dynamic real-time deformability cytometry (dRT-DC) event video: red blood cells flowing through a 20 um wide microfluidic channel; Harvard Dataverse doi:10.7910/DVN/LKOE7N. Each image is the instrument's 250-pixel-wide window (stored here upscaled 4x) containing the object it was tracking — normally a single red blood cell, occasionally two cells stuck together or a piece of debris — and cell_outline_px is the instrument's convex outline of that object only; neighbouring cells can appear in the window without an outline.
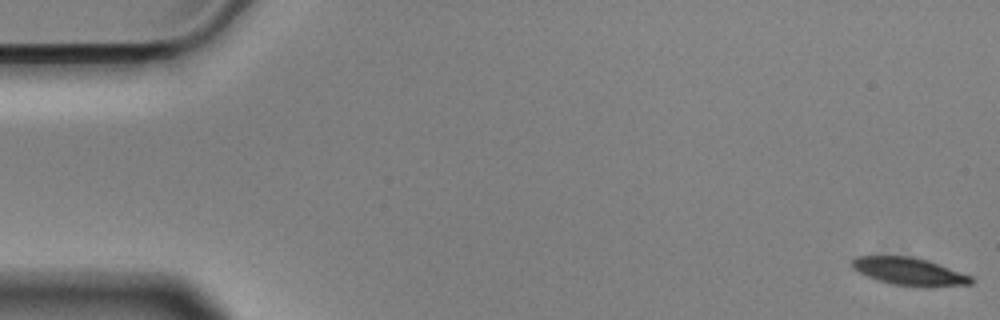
{"species": "Egyptian fruit bat (a non-hibernating species)", "species_latin": "Rousettus aegyptiacus", "temperature_condition": "cold", "stored_images_in_passage": 57, "camera_frame_rate_fps": 3000, "um_per_image_px": 0.085, "animal": {"sex": "male"}, "frame": {"image": 1, "passage_image": 1, "time_ms": 0.0, "image_size_px": [1000, 320], "cell_outline_px": [[972, 284], [924, 288], [892, 284], [876, 280], [852, 268], [852, 260], [856, 256], [908, 256], [928, 260], [972, 276]], "centroid_in_image_um": [77.31, 23.09], "position_along_channel_um": 7.7, "area_um2": 19.31}}
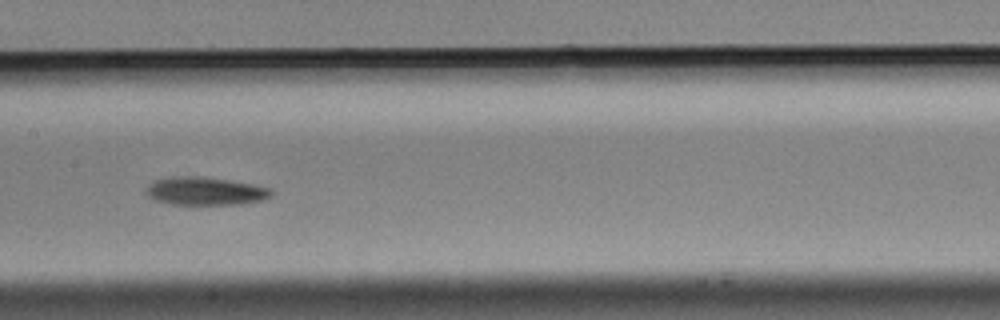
{"frame": {"image": 2, "passage_image": 28, "time_ms": 9.0, "image_size_px": [1000, 320], "cell_outline_px": [[272, 196], [260, 200], [240, 204], [172, 204], [156, 200], [148, 196], [148, 188], [156, 180], [172, 176], [204, 176], [252, 184], [272, 188]], "centroid_in_image_um": [17.49, 16.23], "position_along_channel_um": 189.9, "area_um2": 20.17}}
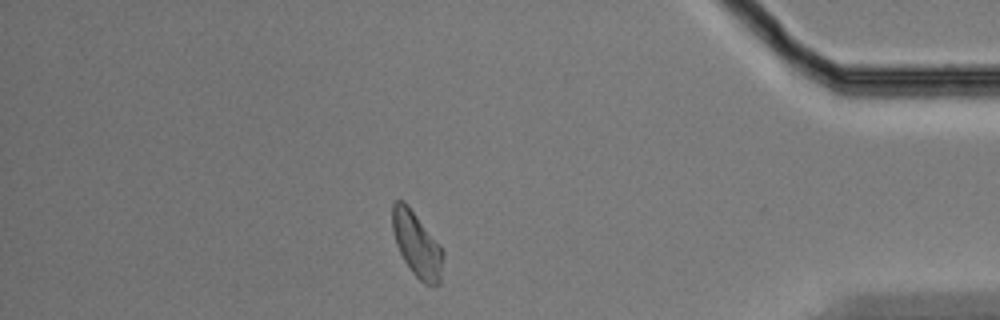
{"frame": {"image": 3, "passage_image": 49, "time_ms": 16.0, "image_size_px": [1000, 320], "cell_outline_px": [[444, 252], [440, 284], [424, 284], [412, 272], [404, 260], [396, 244], [392, 228], [392, 204], [396, 200], [404, 200], [408, 204], [440, 244]], "centroid_in_image_um": [35.44, 20.75], "position_along_channel_um": 399.8, "area_um2": 19.25}, "authors_computed_cell_mechanics": {"area_um2": 19.652, "velocity_mm_per_s": 3.5439, "shape_relaxation_time_tau1_ms": 3.4204, "shape_relaxation_time_tau2_ms": null, "deformation_change_tau1": 0.1159, "deformation_change_tau2": null}}